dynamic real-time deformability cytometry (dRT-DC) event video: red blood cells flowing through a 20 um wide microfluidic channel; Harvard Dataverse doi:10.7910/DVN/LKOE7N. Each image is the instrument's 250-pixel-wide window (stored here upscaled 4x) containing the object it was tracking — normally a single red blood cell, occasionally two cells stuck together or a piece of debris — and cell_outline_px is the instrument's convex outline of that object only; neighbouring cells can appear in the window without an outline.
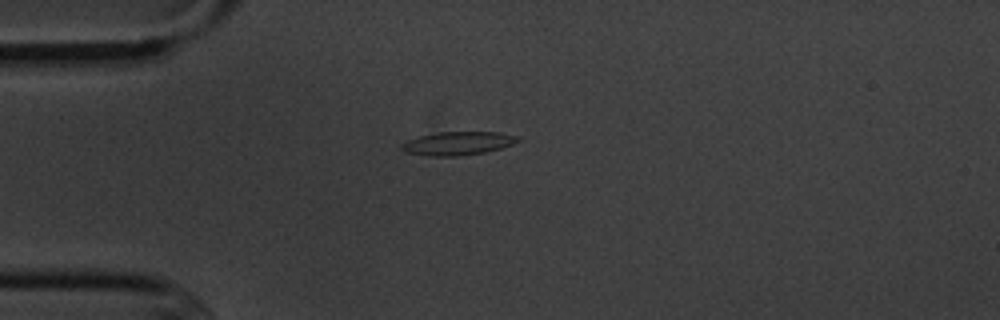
{"species": "common noctule bat (a hibernating species)", "species_latin": "Nyctalus noctula", "temperature_condition": "cold", "stored_images_in_passage": 8, "camera_frame_rate_fps": 3000, "um_per_image_px": 0.085, "animal": {"sex": "male", "body_mass_g": 20.1, "forearm_length_mm": 53.5}, "frame": {"image": 1, "passage_image": 1, "time_ms": 0.0, "image_size_px": [1000, 320], "cell_outline_px": [[524, 140], [500, 148], [484, 152], [456, 156], [428, 156], [404, 152], [400, 148], [400, 144], [408, 140], [420, 136], [436, 132], [500, 132], [516, 136]], "centroid_in_image_um": [38.9, 12.18], "position_along_channel_um": 46.1, "area_um2": 15.9}}
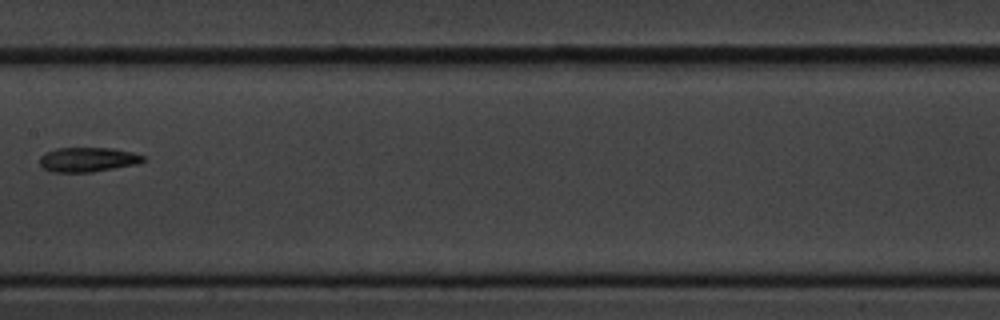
{"frame": {"image": 2, "passage_image": 5, "time_ms": 4.667, "image_size_px": [1000, 320], "cell_outline_px": [[144, 160], [136, 164], [92, 172], [52, 172], [44, 168], [40, 164], [40, 156], [44, 152], [56, 148], [112, 148], [132, 152], [144, 156]], "centroid_in_image_um": [7.42, 13.56], "position_along_channel_um": 200.0, "area_um2": 14.74}}
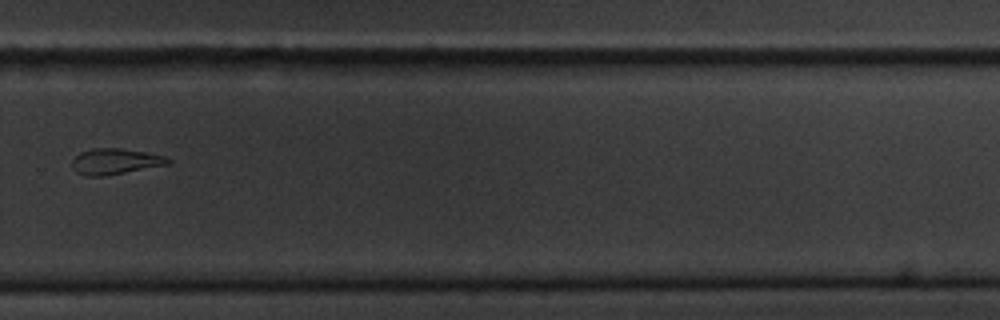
{"frame": {"image": 3, "passage_image": 8, "time_ms": 8.0, "image_size_px": [1000, 320], "cell_outline_px": [[172, 160], [168, 164], [108, 176], [84, 176], [76, 172], [72, 168], [72, 160], [80, 152], [92, 148], [120, 148], [144, 152], [164, 156]], "centroid_in_image_um": [9.75, 13.73], "position_along_channel_um": 320.1, "area_um2": 14.51}}